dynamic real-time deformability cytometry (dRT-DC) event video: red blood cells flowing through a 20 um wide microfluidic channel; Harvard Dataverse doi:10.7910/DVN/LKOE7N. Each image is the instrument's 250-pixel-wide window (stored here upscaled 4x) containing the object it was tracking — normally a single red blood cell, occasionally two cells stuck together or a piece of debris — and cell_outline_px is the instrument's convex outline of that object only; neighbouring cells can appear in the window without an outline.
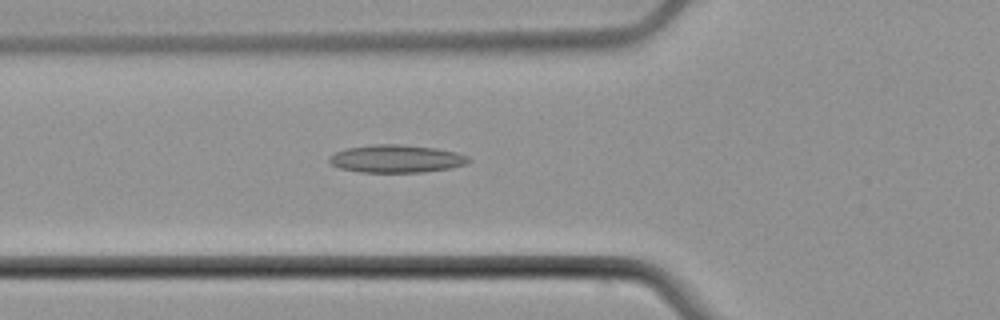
{"species": "common noctule bat (a hibernating species)", "species_latin": "Nyctalus noctula", "temperature_condition": "cold", "stored_images_in_passage": 45, "camera_frame_rate_fps": 3000, "um_per_image_px": 0.085, "animal": {"sex": "male", "body_mass_g": 21.5, "forearm_length_mm": 52.0}, "frame": {"image": 1, "passage_image": 11, "time_ms": 3.333, "image_size_px": [1000, 320], "cell_outline_px": [[472, 160], [464, 164], [448, 168], [420, 172], [360, 172], [340, 168], [332, 164], [328, 160], [328, 156], [336, 152], [348, 148], [372, 144], [400, 144], [436, 148], [456, 152], [468, 156]], "centroid_in_image_um": [33.67, 13.48], "position_along_channel_um": 92.1, "area_um2": 22.43}}
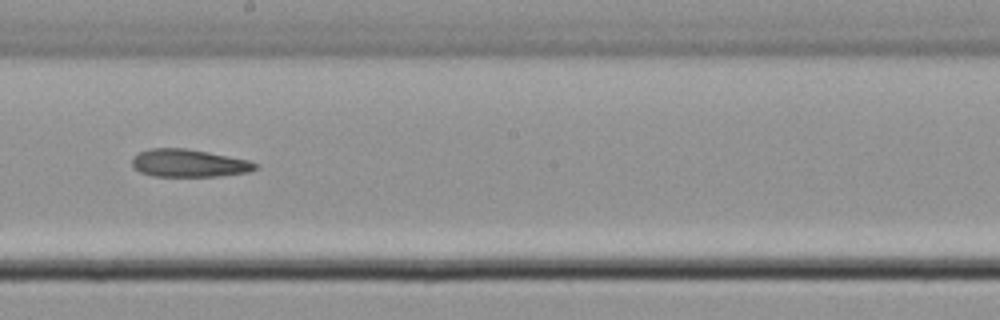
{"frame": {"image": 2, "passage_image": 22, "time_ms": 7.0, "image_size_px": [1000, 320], "cell_outline_px": [[260, 164], [256, 168], [248, 172], [220, 176], [152, 176], [140, 172], [132, 164], [132, 156], [140, 152], [152, 148], [184, 148], [208, 152], [248, 160]], "centroid_in_image_um": [16.05, 13.87], "position_along_channel_um": 232.1, "area_um2": 19.83}}
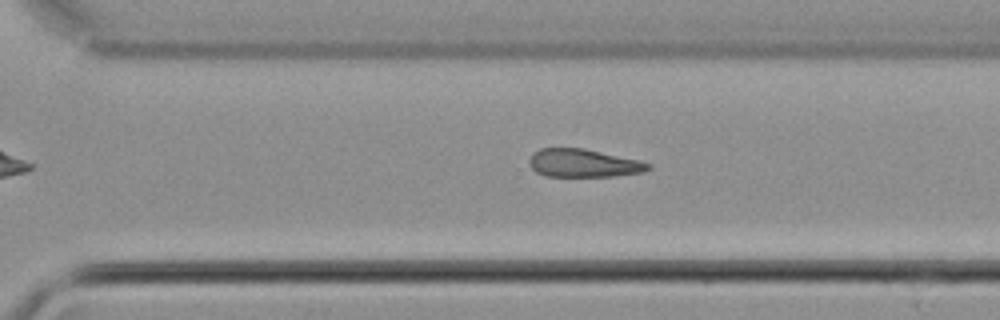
{"frame": {"image": 3, "passage_image": 29, "time_ms": 9.333, "image_size_px": [1000, 320], "cell_outline_px": [[652, 168], [644, 172], [612, 176], [544, 176], [536, 172], [528, 164], [528, 160], [532, 152], [540, 148], [584, 148], [640, 160], [652, 164]], "centroid_in_image_um": [49.58, 13.86], "position_along_channel_um": 321.0, "area_um2": 19.71}, "authors_computed_cell_mechanics": {"area_um2": 20.2878, "velocity_mm_per_s": 3.814, "shape_relaxation_time_tau1_ms": null, "shape_relaxation_time_tau2_ms": 9.2023, "deformation_change_tau1": null, "deformation_change_tau2": 0.2116}}